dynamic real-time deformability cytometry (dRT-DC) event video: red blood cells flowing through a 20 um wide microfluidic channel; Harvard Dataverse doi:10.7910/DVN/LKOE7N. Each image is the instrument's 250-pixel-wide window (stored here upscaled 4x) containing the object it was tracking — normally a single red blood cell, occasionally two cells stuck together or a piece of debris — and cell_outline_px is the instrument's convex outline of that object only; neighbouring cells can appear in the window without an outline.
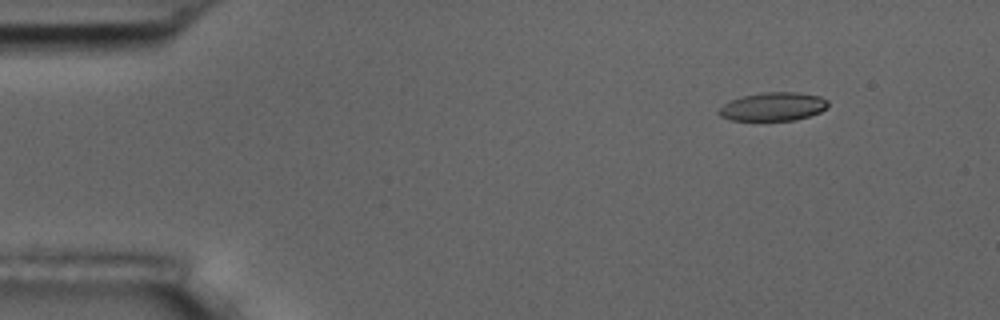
{"species": "common noctule bat (a hibernating species)", "species_latin": "Nyctalus noctula", "temperature_condition": "room temperature", "stored_images_in_passage": 10, "camera_frame_rate_fps": 3000, "um_per_image_px": 0.085, "animal": {"sex": "male", "body_mass_g": 17.5, "forearm_length_mm": 52.3}, "frame": {"image": 1, "passage_image": 1, "time_ms": 0.0, "image_size_px": [1000, 320], "cell_outline_px": [[828, 108], [820, 112], [796, 120], [732, 120], [720, 116], [716, 112], [724, 104], [732, 100], [744, 96], [764, 92], [796, 92], [820, 96], [828, 100]], "centroid_in_image_um": [65.74, 9.06], "position_along_channel_um": 19.3, "area_um2": 18.03}}
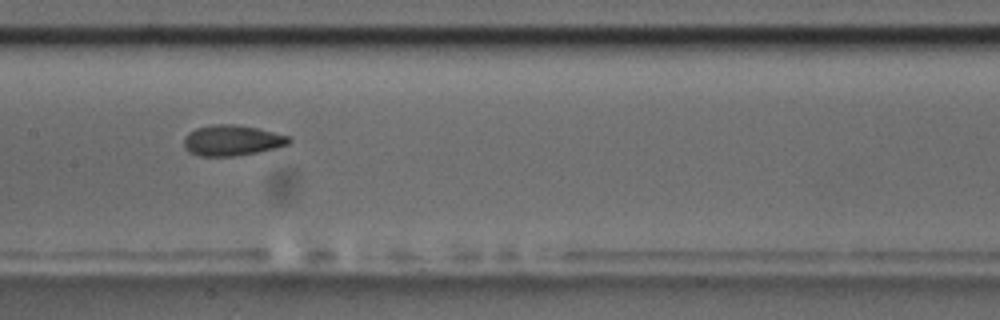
{"frame": {"image": 2, "passage_image": 7, "time_ms": 7.0, "image_size_px": [1000, 320], "cell_outline_px": [[292, 140], [288, 144], [276, 148], [256, 152], [232, 156], [200, 156], [188, 152], [184, 148], [184, 136], [188, 132], [196, 128], [212, 124], [236, 124], [256, 128], [292, 136]], "centroid_in_image_um": [19.71, 11.92], "position_along_channel_um": 187.7, "area_um2": 18.9}}
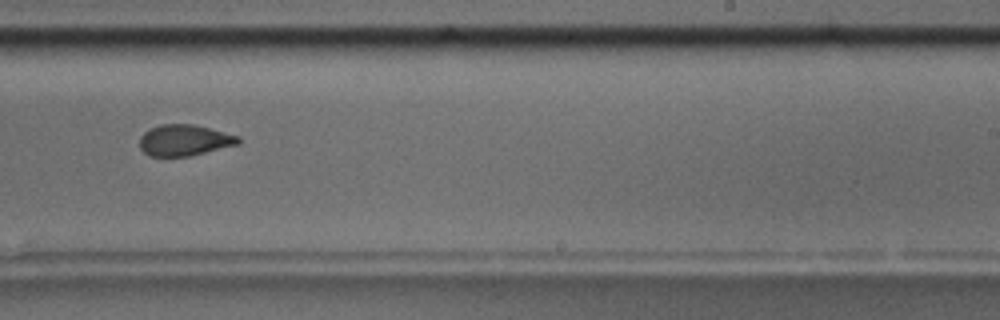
{"frame": {"image": 3, "passage_image": 9, "time_ms": 9.333, "image_size_px": [1000, 320], "cell_outline_px": [[240, 144], [188, 156], [148, 156], [140, 148], [140, 136], [144, 132], [160, 124], [192, 124], [240, 136]], "centroid_in_image_um": [15.67, 11.92], "position_along_channel_um": 273.3, "area_um2": 17.8}}